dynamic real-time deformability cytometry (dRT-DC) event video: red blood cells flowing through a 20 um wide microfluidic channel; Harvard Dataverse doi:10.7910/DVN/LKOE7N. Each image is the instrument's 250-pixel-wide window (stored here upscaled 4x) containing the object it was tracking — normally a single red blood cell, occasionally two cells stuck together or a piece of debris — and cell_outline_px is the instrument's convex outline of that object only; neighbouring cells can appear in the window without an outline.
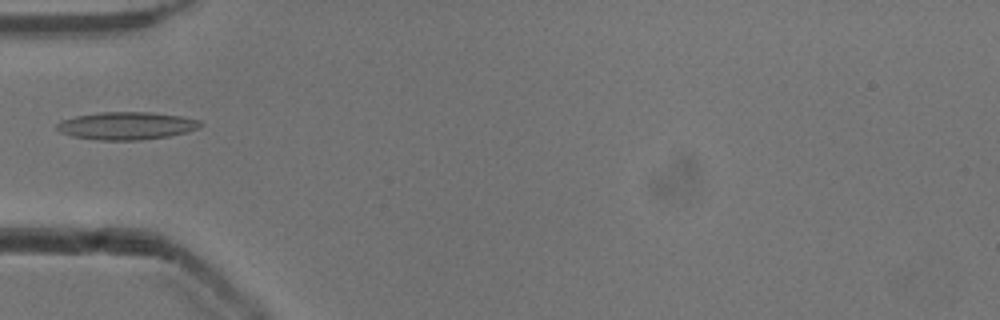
{"species": "common noctule bat (a hibernating species)", "species_latin": "Nyctalus noctula", "temperature_condition": "cold", "stored_images_in_passage": 7, "camera_frame_rate_fps": 3000, "um_per_image_px": 0.085, "animal": {"sex": "male", "body_mass_g": 13.3}, "frame": {"image": 1, "passage_image": 6, "time_ms": 1.667, "image_size_px": [1000, 320], "cell_outline_px": [[204, 124], [200, 128], [168, 136], [140, 140], [100, 140], [72, 136], [60, 132], [56, 128], [56, 124], [60, 120], [76, 116], [100, 112], [152, 112], [180, 116], [200, 120]], "centroid_in_image_um": [10.75, 10.68], "position_along_channel_um": 74.2, "area_um2": 23.18}}
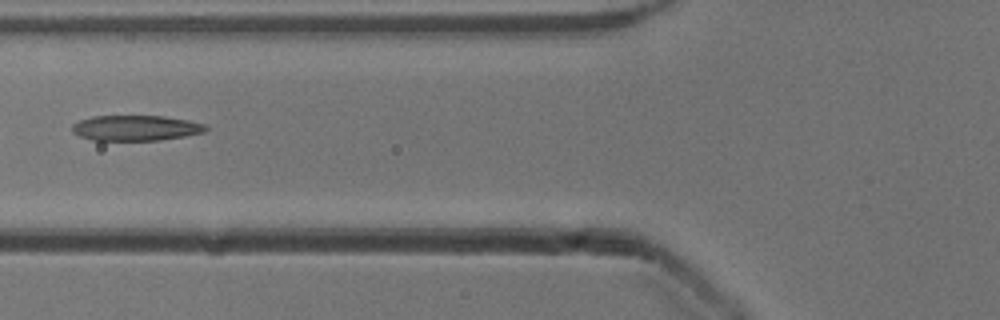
{"frame": {"image": 2, "passage_image": 7, "time_ms": 2.0, "image_size_px": [1000, 320], "cell_outline_px": [[208, 128], [204, 132], [184, 136], [160, 140], [92, 140], [80, 136], [72, 132], [72, 124], [80, 120], [92, 116], [164, 116], [188, 120], [204, 124]], "centroid_in_image_um": [11.52, 10.87], "position_along_channel_um": 114.3, "area_um2": 19.71}}